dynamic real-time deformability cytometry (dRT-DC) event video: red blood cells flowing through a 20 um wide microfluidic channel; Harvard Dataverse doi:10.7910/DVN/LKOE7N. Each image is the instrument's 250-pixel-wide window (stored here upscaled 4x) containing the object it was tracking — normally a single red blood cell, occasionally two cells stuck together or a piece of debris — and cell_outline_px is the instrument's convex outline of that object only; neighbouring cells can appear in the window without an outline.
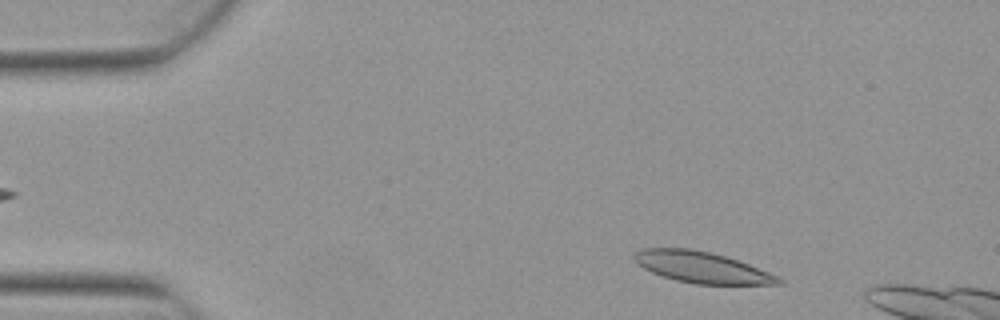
{"species": "Egyptian fruit bat (a non-hibernating species)", "species_latin": "Rousettus aegyptiacus", "temperature_condition": "warm", "stored_images_in_passage": 3, "camera_frame_rate_fps": 3000, "um_per_image_px": 0.085, "animal": {"sex": "female"}, "frame": {"image": 1, "passage_image": 1, "time_ms": 0.0, "image_size_px": [1000, 320], "cell_outline_px": [[784, 284], [696, 284], [676, 280], [652, 272], [636, 264], [632, 260], [632, 256], [640, 248], [692, 248], [712, 252], [748, 264], [768, 272], [784, 280]], "centroid_in_image_um": [59.6, 22.71], "position_along_channel_um": 25.4, "area_um2": 26.13}}